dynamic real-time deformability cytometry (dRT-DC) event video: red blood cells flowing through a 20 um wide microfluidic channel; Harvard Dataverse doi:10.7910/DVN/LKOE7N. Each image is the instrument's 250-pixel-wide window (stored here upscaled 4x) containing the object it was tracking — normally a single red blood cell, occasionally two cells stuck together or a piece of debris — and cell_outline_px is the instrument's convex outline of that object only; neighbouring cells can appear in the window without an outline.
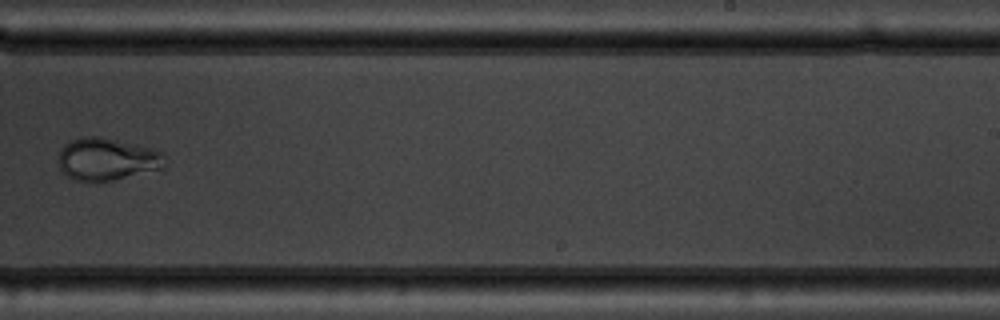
{"species": "common noctule bat (a hibernating species)", "species_latin": "Nyctalus noctula", "temperature_condition": "warm", "stored_images_in_passage": 10, "camera_frame_rate_fps": 3000, "um_per_image_px": 0.085, "animal": {"sex": "male", "body_mass_g": 19.5, "forearm_length_mm": 54.6}, "frame": {"image": 1, "passage_image": 10, "time_ms": 11.333, "image_size_px": [1000, 320], "cell_outline_px": [[164, 168], [96, 184], [76, 180], [60, 172], [60, 148], [64, 144], [72, 140], [84, 136], [100, 136], [152, 148], [164, 152]], "centroid_in_image_um": [9.09, 13.55], "position_along_channel_um": 279.9, "area_um2": 26.65}}